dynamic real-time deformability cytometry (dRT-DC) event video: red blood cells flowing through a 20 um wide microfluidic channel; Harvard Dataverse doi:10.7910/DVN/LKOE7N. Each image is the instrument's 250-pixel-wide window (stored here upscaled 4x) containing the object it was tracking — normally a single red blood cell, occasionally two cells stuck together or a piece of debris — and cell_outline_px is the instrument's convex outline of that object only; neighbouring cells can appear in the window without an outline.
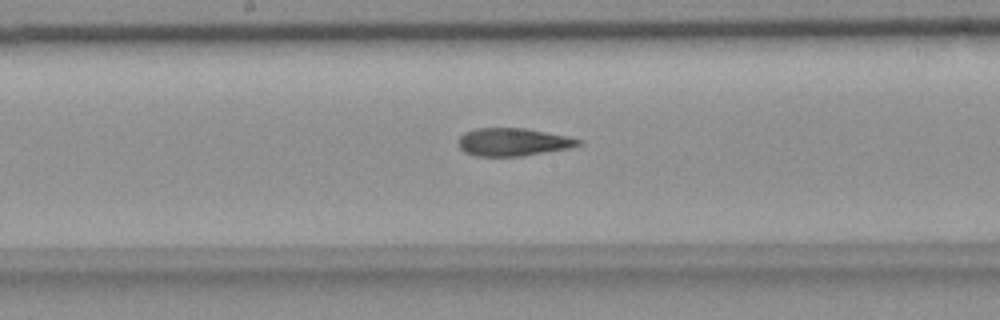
{"species": "common noctule bat (a hibernating species)", "species_latin": "Nyctalus noctula", "temperature_condition": "room temperature", "stored_images_in_passage": 14, "camera_frame_rate_fps": 3000, "um_per_image_px": 0.085, "animal": {"sex": "female", "body_mass_g": 18.4}, "frame": {"image": 1, "passage_image": 12, "time_ms": 3.667, "image_size_px": [1000, 320], "cell_outline_px": [[580, 144], [568, 148], [520, 156], [476, 156], [464, 152], [460, 148], [456, 140], [464, 132], [476, 128], [524, 128], [568, 136], [580, 140]], "centroid_in_image_um": [43.53, 12.06], "position_along_channel_um": 204.7, "area_um2": 19.36}}